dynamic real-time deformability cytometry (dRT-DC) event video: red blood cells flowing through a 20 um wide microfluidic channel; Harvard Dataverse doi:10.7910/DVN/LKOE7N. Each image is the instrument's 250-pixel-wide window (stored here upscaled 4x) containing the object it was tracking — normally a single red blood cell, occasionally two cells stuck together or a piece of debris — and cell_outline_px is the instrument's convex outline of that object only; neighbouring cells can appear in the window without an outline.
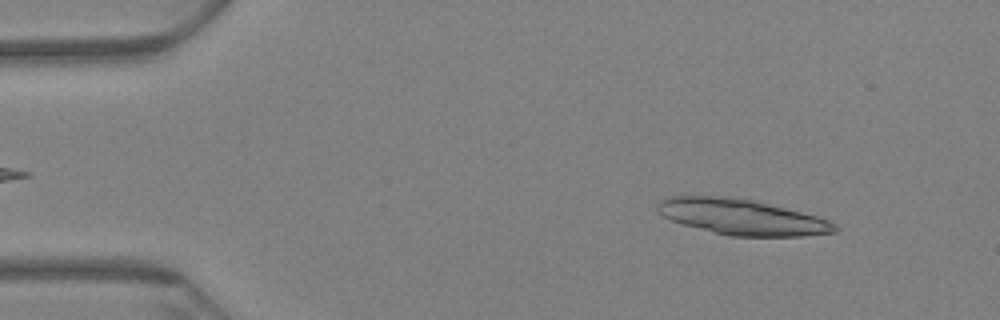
{"species": "Egyptian fruit bat (a non-hibernating species)", "species_latin": "Rousettus aegyptiacus", "temperature_condition": "warm", "stored_images_in_passage": 25, "camera_frame_rate_fps": 3000, "um_per_image_px": 0.085, "animal": {"sex": "female"}, "frame": {"image": 1, "passage_image": 7, "time_ms": 2.0, "image_size_px": [1000, 320], "cell_outline_px": [[840, 228], [836, 232], [804, 236], [732, 236], [684, 224], [660, 216], [656, 208], [656, 204], [660, 200], [672, 196], [732, 196], [752, 200], [816, 216], [828, 220], [836, 224]], "centroid_in_image_um": [63.05, 18.44], "position_along_channel_um": 22.0, "area_um2": 36.53}}